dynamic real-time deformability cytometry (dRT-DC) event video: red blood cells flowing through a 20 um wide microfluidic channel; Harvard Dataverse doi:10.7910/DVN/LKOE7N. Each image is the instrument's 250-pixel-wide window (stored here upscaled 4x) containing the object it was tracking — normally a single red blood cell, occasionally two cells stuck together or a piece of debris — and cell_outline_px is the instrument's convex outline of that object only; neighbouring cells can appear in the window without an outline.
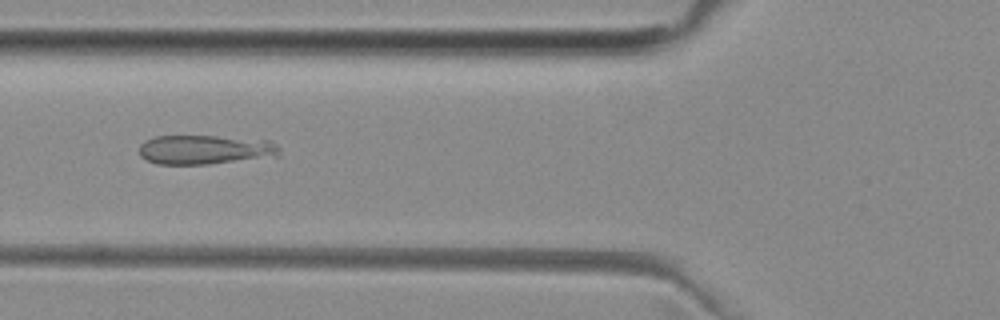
{"species": "common noctule bat (a hibernating species)", "species_latin": "Nyctalus noctula", "temperature_condition": "room temperature", "stored_images_in_passage": 39, "camera_frame_rate_fps": 3000, "um_per_image_px": 0.085, "animal": {"sex": "female", "body_mass_g": 29.2, "forearm_length_mm": 56.3}, "frame": {"image": 1, "passage_image": 7, "time_ms": 2.0, "image_size_px": [1000, 320], "cell_outline_px": [[280, 156], [208, 164], [156, 164], [140, 156], [140, 144], [156, 136], [216, 136], [272, 140], [280, 148]], "centroid_in_image_um": [17.49, 12.72], "position_along_channel_um": 108.3, "area_um2": 24.04}}
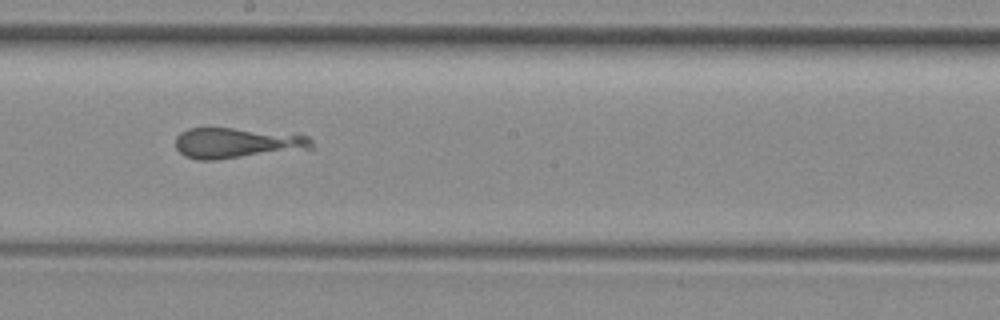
{"frame": {"image": 2, "passage_image": 16, "time_ms": 5.0, "image_size_px": [1000, 320], "cell_outline_px": [[312, 148], [216, 160], [196, 160], [184, 156], [176, 148], [176, 136], [180, 132], [188, 128], [232, 128], [296, 132], [308, 136], [312, 140]], "centroid_in_image_um": [20.15, 12.13], "position_along_channel_um": 228.0, "area_um2": 24.62}}
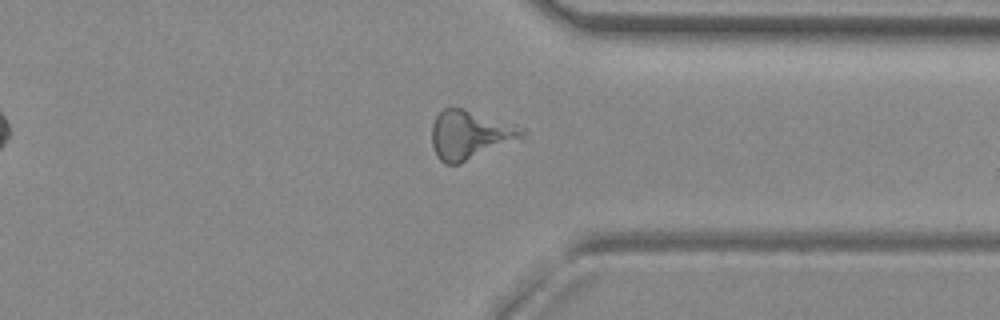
{"frame": {"image": 3, "passage_image": 27, "time_ms": 8.667, "image_size_px": [1000, 320], "cell_outline_px": [[528, 140], [460, 164], [444, 164], [436, 156], [432, 144], [432, 124], [436, 116], [444, 108], [464, 108], [516, 124], [524, 128], [528, 132]], "centroid_in_image_um": [40.1, 11.5], "position_along_channel_um": 371.3, "area_um2": 27.05}}